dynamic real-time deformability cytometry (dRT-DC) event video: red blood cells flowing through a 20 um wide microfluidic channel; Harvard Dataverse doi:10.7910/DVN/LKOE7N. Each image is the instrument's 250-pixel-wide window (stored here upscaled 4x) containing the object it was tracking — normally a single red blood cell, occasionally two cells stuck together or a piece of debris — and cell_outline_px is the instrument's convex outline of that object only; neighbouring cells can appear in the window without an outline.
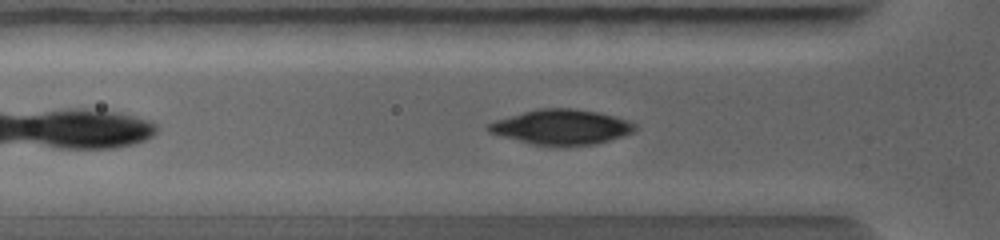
{"species": "common noctule bat (a hibernating species)", "species_latin": "Nyctalus noctula", "temperature_condition": "warm", "stored_images_in_passage": 38, "camera_frame_rate_fps": 5000, "um_per_image_px": 0.085, "animal": {"sex": "female", "body_mass_g": 19.0, "forearm_length_mm": 56.7}, "frame": {"image": 1, "passage_image": 7, "time_ms": 1.4, "image_size_px": [1000, 240], "cell_outline_px": [[636, 132], [624, 136], [592, 144], [564, 148], [552, 148], [532, 144], [500, 136], [488, 132], [488, 124], [496, 120], [536, 108], [572, 108], [596, 112], [616, 116], [636, 124]], "centroid_in_image_um": [47.73, 10.83], "position_along_channel_um": 78.1, "area_um2": 30.46}}
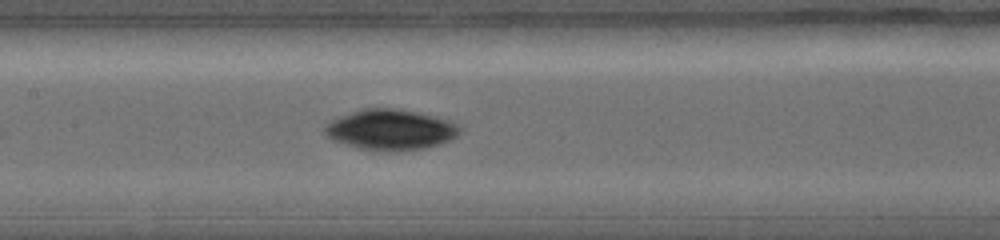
{"frame": {"image": 2, "passage_image": 14, "time_ms": 3.0, "image_size_px": [1000, 240], "cell_outline_px": [[460, 132], [452, 140], [424, 148], [388, 152], [380, 152], [360, 148], [332, 140], [324, 132], [324, 128], [332, 120], [340, 116], [364, 108], [396, 108], [416, 112], [448, 120], [460, 124]], "centroid_in_image_um": [33.21, 11.03], "position_along_channel_um": 174.2, "area_um2": 31.79}}
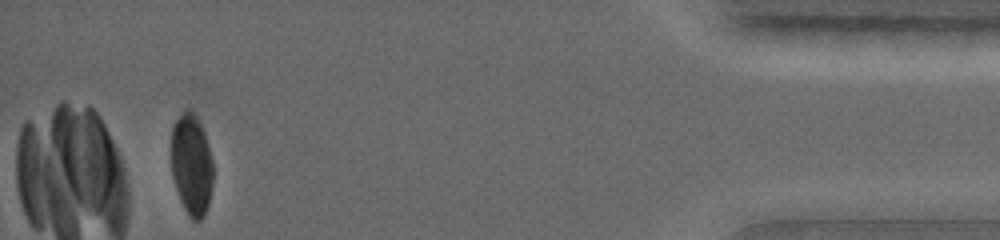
{"frame": {"image": 3, "passage_image": 38, "time_ms": 8.4, "image_size_px": [1000, 240], "cell_outline_px": [[212, 184], [208, 204], [204, 216], [200, 220], [192, 220], [188, 216], [184, 208], [176, 188], [172, 176], [172, 128], [176, 120], [184, 108], [192, 108], [204, 132], [208, 144], [212, 160]], "centroid_in_image_um": [16.28, 13.96], "position_along_channel_um": 418.9, "area_um2": 24.62}}